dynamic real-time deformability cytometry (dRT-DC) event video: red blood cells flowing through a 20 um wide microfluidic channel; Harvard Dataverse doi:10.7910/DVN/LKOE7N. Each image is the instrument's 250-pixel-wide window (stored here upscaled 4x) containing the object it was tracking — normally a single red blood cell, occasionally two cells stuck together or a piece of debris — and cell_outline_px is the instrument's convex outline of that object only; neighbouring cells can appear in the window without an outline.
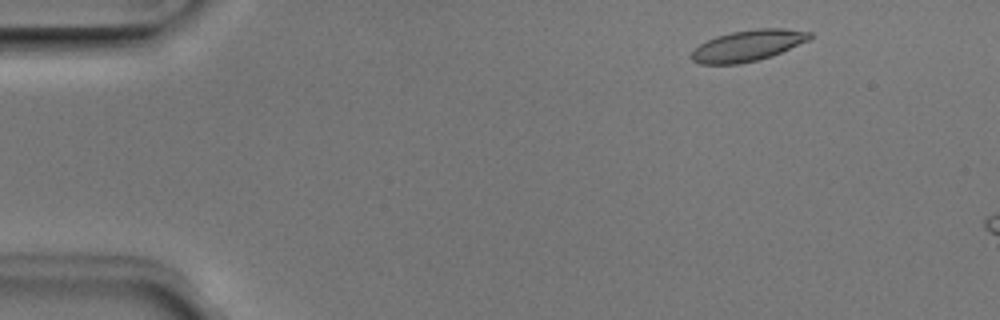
{"species": "Egyptian fruit bat (a non-hibernating species)", "species_latin": "Rousettus aegyptiacus", "temperature_condition": "room temperature", "stored_images_in_passage": 48, "camera_frame_rate_fps": 3000, "um_per_image_px": 0.085, "animal": {"sex": "male"}, "frame": {"image": 1, "passage_image": 4, "time_ms": 1.0, "image_size_px": [1000, 320], "cell_outline_px": [[812, 36], [808, 40], [772, 56], [740, 64], [700, 64], [692, 60], [688, 56], [700, 44], [716, 36], [732, 32], [756, 28], [780, 28], [812, 32]], "centroid_in_image_um": [63.54, 3.88], "position_along_channel_um": 21.5, "area_um2": 21.33}}
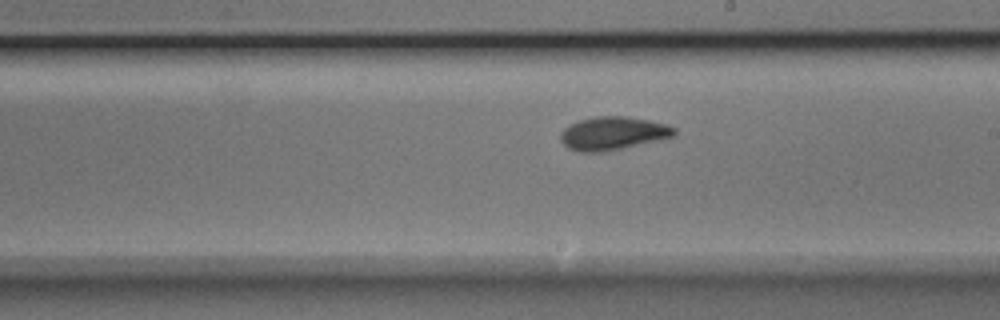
{"frame": {"image": 2, "passage_image": 27, "time_ms": 8.667, "image_size_px": [1000, 320], "cell_outline_px": [[676, 136], [660, 140], [604, 152], [580, 152], [568, 148], [560, 140], [560, 132], [564, 128], [580, 120], [596, 116], [628, 116], [668, 124], [676, 128]], "centroid_in_image_um": [52.13, 11.33], "position_along_channel_um": 236.9, "area_um2": 22.2}}
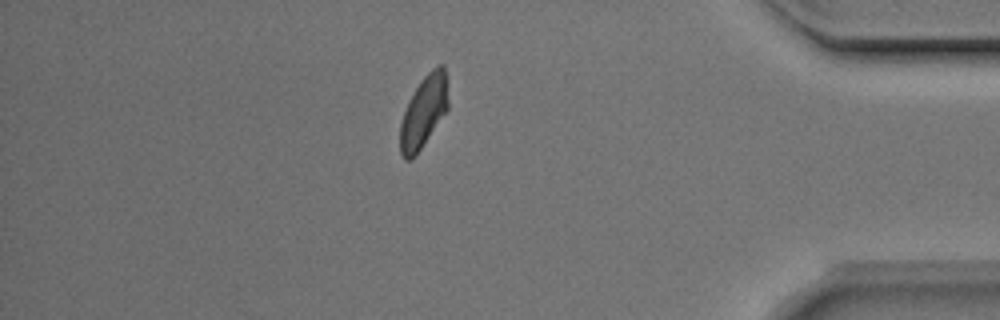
{"frame": {"image": 3, "passage_image": 42, "time_ms": 13.667, "image_size_px": [1000, 320], "cell_outline_px": [[448, 108], [416, 156], [408, 160], [404, 160], [400, 152], [400, 124], [404, 112], [420, 80], [436, 64], [444, 64], [448, 76]], "centroid_in_image_um": [36.04, 9.46], "position_along_channel_um": 399.2, "area_um2": 20.23}, "authors_computed_cell_mechanics": {"area_um2": 21.0392, "velocity_mm_per_s": 3.9426, "shape_relaxation_time_tau1_ms": 3.1297, "shape_relaxation_time_tau2_ms": 1.1163, "deformation_change_tau1": 0.118, "deformation_change_tau2": 0.0623}}